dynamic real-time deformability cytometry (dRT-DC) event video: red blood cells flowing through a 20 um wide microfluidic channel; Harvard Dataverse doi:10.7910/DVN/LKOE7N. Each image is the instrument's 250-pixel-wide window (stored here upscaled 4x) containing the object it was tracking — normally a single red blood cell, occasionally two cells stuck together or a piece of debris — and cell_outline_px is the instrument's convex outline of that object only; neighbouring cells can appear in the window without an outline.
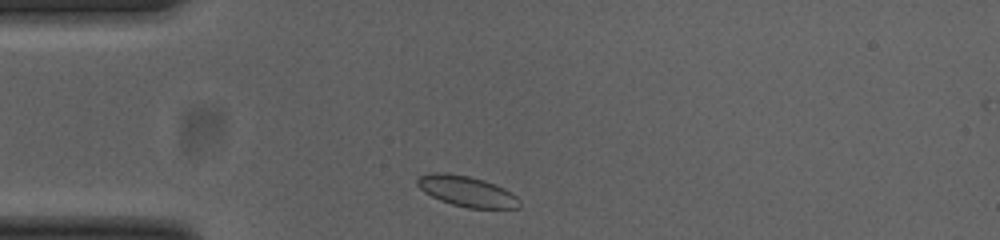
{"species": "common noctule bat (a hibernating species)", "species_latin": "Nyctalus noctula", "temperature_condition": "cold", "stored_images_in_passage": 32, "camera_frame_rate_fps": 3000, "um_per_image_px": 0.085, "animal": {"sex": "female", "body_mass_g": 23.0, "forearm_length_mm": 53.4}, "frame": {"image": 1, "passage_image": 2, "time_ms": 0.333, "image_size_px": [1000, 240], "cell_outline_px": [[520, 208], [468, 208], [452, 204], [440, 200], [424, 192], [416, 184], [416, 180], [420, 176], [432, 172], [444, 172], [468, 176], [484, 180], [504, 188], [512, 192], [520, 200]], "centroid_in_image_um": [39.68, 16.25], "position_along_channel_um": 45.3, "area_um2": 18.21}}
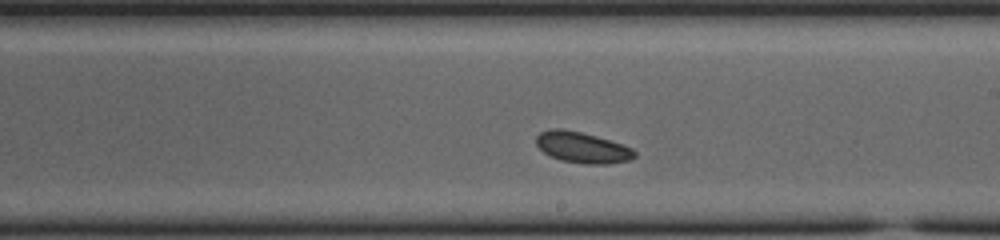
{"frame": {"image": 2, "passage_image": 19, "time_ms": 6.0, "image_size_px": [1000, 240], "cell_outline_px": [[636, 156], [632, 160], [608, 164], [584, 164], [560, 160], [544, 152], [536, 144], [536, 136], [540, 132], [552, 128], [560, 128], [580, 132], [596, 136], [632, 148], [636, 152]], "centroid_in_image_um": [49.5, 12.54], "position_along_channel_um": 239.5, "area_um2": 17.69}}
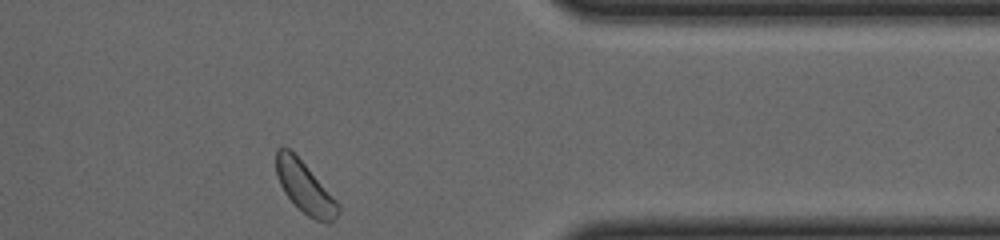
{"frame": {"image": 3, "passage_image": 32, "time_ms": 10.333, "image_size_px": [1000, 240], "cell_outline_px": [[340, 212], [332, 224], [328, 224], [316, 220], [308, 216], [284, 192], [276, 176], [276, 148], [288, 148], [304, 164], [340, 204]], "centroid_in_image_um": [25.94, 15.98], "position_along_channel_um": 385.5, "area_um2": 18.21}}